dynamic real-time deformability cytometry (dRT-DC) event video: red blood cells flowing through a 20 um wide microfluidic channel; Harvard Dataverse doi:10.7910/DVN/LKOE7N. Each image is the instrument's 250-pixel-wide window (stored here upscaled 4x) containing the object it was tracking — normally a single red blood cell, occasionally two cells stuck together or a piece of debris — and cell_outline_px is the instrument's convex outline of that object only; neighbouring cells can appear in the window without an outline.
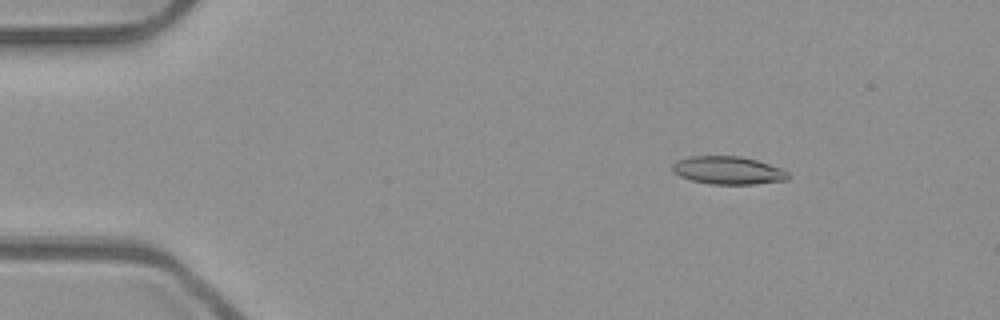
{"species": "common noctule bat (a hibernating species)", "species_latin": "Nyctalus noctula", "temperature_condition": "room temperature", "stored_images_in_passage": 49, "camera_frame_rate_fps": 3000, "um_per_image_px": 0.085, "animal": {"sex": "male", "body_mass_g": 23.1, "forearm_length_mm": 52.7}, "frame": {"image": 1, "passage_image": 4, "time_ms": 1.0, "image_size_px": [1000, 320], "cell_outline_px": [[788, 180], [756, 184], [708, 184], [692, 180], [680, 176], [672, 172], [672, 164], [676, 160], [688, 156], [740, 156], [756, 160], [780, 168], [788, 172]], "centroid_in_image_um": [61.85, 14.48], "position_along_channel_um": 23.2, "area_um2": 18.9}}
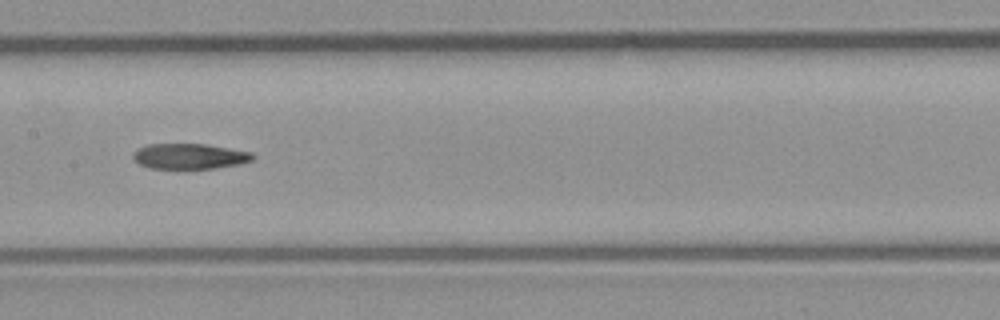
{"frame": {"image": 2, "passage_image": 23, "time_ms": 7.333, "image_size_px": [1000, 320], "cell_outline_px": [[256, 156], [252, 160], [240, 164], [216, 168], [152, 168], [140, 164], [132, 160], [132, 152], [136, 148], [148, 144], [204, 144], [252, 152]], "centroid_in_image_um": [16.08, 13.27], "position_along_channel_um": 191.3, "area_um2": 17.8}}
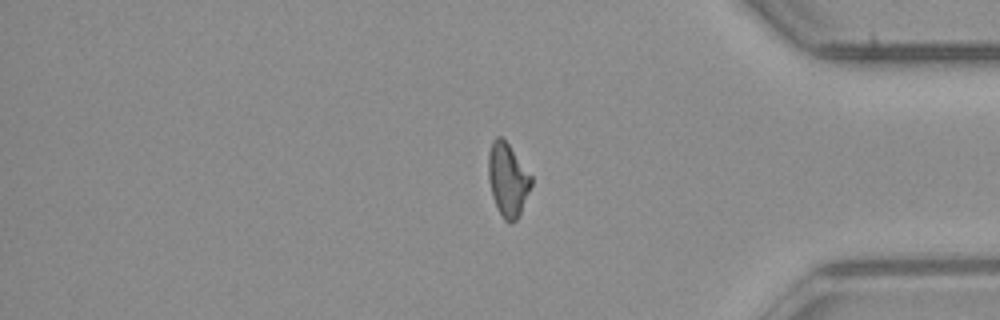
{"frame": {"image": 3, "passage_image": 40, "time_ms": 13.0, "image_size_px": [1000, 320], "cell_outline_px": [[532, 184], [520, 212], [516, 220], [508, 224], [504, 220], [492, 196], [488, 180], [488, 152], [492, 140], [496, 136], [500, 136], [508, 144], [532, 176]], "centroid_in_image_um": [43.14, 15.26], "position_along_channel_um": 392.1, "area_um2": 18.15}, "authors_computed_cell_mechanics": {"area_um2": 18.4382, "velocity_mm_per_s": 3.9599, "shape_relaxation_time_tau1_ms": null, "shape_relaxation_time_tau2_ms": 9.3607, "deformation_change_tau1": null, "deformation_change_tau2": 0.2104}}